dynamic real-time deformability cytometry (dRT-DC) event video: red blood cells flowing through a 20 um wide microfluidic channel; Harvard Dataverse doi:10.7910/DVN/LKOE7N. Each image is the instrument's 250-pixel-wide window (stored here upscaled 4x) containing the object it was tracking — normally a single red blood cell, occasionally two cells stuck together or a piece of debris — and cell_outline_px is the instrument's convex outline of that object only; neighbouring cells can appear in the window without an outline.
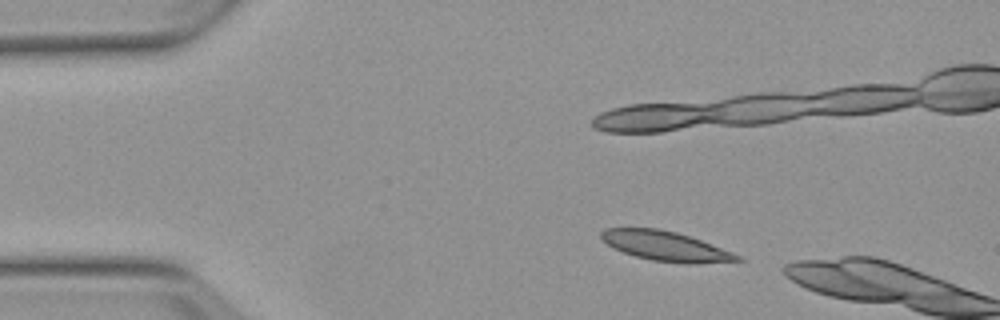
{"species": "Egyptian fruit bat (a non-hibernating species)", "species_latin": "Rousettus aegyptiacus", "temperature_condition": "warm", "stored_images_in_passage": 2, "camera_frame_rate_fps": 3000, "um_per_image_px": 0.085, "animal": {"sex": "female"}, "frame": {"image": 1, "passage_image": 1, "time_ms": 0.0, "image_size_px": [1000, 320], "cell_outline_px": [[744, 260], [692, 264], [688, 264], [652, 260], [636, 256], [612, 248], [600, 236], [600, 232], [604, 228], [660, 228], [676, 232], [700, 240], [732, 252], [740, 256]], "centroid_in_image_um": [56.55, 20.91], "position_along_channel_um": 28.4, "area_um2": 23.29}}